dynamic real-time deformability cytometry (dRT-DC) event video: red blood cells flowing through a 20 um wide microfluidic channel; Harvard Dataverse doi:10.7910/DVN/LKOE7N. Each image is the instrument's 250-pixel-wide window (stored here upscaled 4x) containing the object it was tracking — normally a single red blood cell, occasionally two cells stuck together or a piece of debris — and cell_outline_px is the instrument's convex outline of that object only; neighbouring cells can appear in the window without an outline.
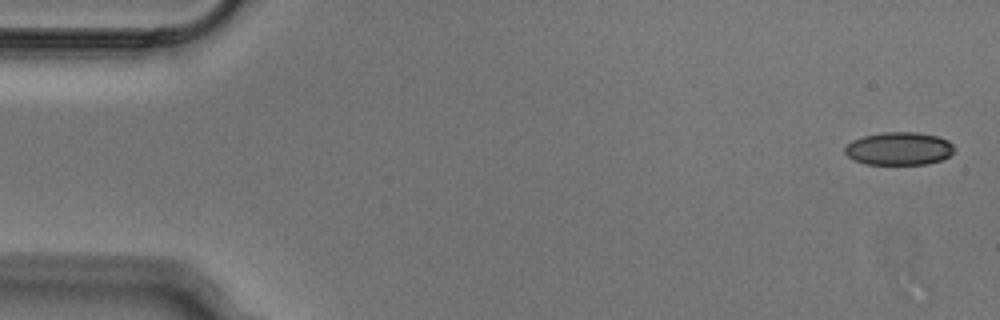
{"species": "Egyptian fruit bat (a non-hibernating species)", "species_latin": "Rousettus aegyptiacus", "temperature_condition": "cold", "stored_images_in_passage": 8, "camera_frame_rate_fps": 3000, "um_per_image_px": 0.085, "animal": {"sex": "male"}, "frame": {"image": 1, "passage_image": 2, "time_ms": 0.333, "image_size_px": [1000, 320], "cell_outline_px": [[956, 148], [948, 156], [940, 160], [928, 164], [864, 164], [852, 160], [844, 152], [844, 148], [852, 140], [864, 136], [884, 132], [916, 132], [940, 136], [948, 140]], "centroid_in_image_um": [76.41, 12.63], "position_along_channel_um": 8.6, "area_um2": 21.15}}